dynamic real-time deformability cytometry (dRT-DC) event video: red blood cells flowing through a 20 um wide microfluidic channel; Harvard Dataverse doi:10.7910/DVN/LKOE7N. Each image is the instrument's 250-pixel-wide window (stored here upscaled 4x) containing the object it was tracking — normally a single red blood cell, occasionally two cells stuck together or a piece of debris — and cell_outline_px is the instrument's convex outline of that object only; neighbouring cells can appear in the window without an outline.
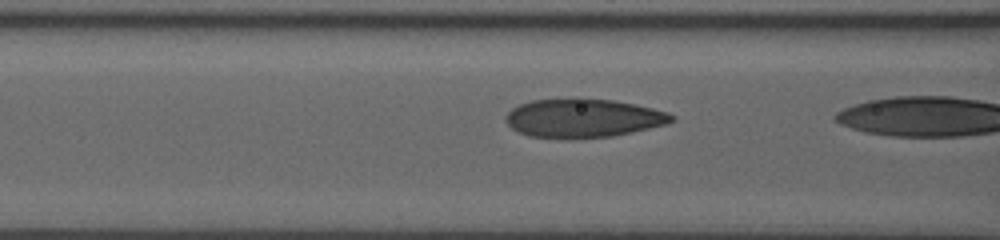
{"species": "human", "species_latin": "Homo sapiens", "temperature_condition": "room temperature", "stored_images_in_passage": 5, "camera_frame_rate_fps": 3000, "um_per_image_px": 0.085, "donor": {"sex": "male"}, "frame": {"image": 1, "passage_image": 4, "time_ms": 1.0, "image_size_px": [1000, 240], "cell_outline_px": [[676, 120], [664, 124], [632, 132], [612, 136], [568, 140], [532, 136], [520, 132], [512, 128], [508, 124], [508, 112], [512, 108], [520, 104], [532, 100], [576, 96], [580, 96], [612, 100], [652, 108], [668, 112], [676, 116]], "centroid_in_image_um": [49.57, 10.02], "position_along_channel_um": 117.0, "area_um2": 37.97}}